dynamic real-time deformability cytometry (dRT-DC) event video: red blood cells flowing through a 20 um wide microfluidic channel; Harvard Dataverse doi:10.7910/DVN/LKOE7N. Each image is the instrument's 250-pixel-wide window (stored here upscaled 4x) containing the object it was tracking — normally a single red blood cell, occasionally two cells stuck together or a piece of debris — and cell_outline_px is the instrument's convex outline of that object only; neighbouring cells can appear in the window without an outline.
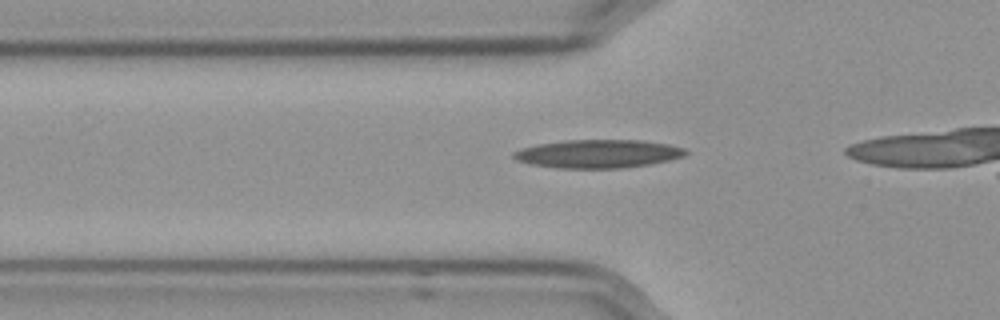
{"species": "Egyptian fruit bat (a non-hibernating species)", "species_latin": "Rousettus aegyptiacus", "temperature_condition": "cold", "stored_images_in_passage": 10, "camera_frame_rate_fps": 3000, "um_per_image_px": 0.085, "frame": {"image": 1, "passage_image": 4, "time_ms": 1.0, "image_size_px": [1000, 320], "cell_outline_px": [[688, 152], [684, 156], [652, 164], [624, 168], [556, 168], [532, 164], [516, 160], [512, 156], [512, 152], [520, 148], [536, 144], [564, 140], [644, 140], [668, 144], [684, 148]], "centroid_in_image_um": [50.82, 13.07], "position_along_channel_um": 75.0, "area_um2": 28.61}}
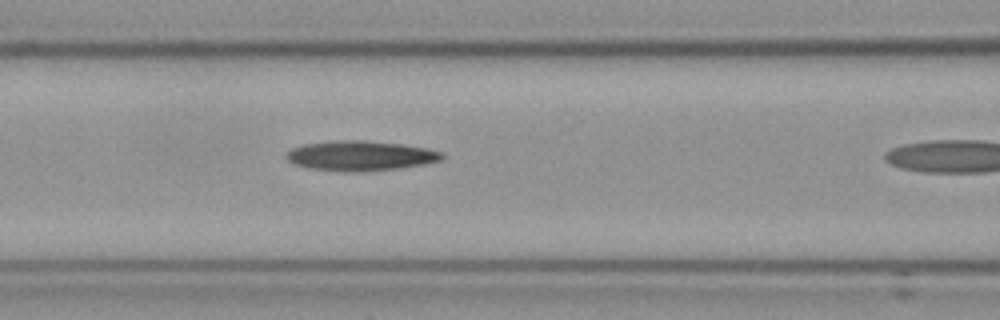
{"frame": {"image": 2, "passage_image": 9, "time_ms": 2.667, "image_size_px": [1000, 320], "cell_outline_px": [[444, 156], [440, 160], [424, 164], [400, 168], [356, 172], [344, 172], [308, 168], [296, 164], [288, 160], [284, 156], [292, 148], [304, 144], [336, 140], [364, 140], [400, 144], [428, 148], [440, 152]], "centroid_in_image_um": [30.61, 13.24], "position_along_channel_um": 136.0, "area_um2": 27.05}}